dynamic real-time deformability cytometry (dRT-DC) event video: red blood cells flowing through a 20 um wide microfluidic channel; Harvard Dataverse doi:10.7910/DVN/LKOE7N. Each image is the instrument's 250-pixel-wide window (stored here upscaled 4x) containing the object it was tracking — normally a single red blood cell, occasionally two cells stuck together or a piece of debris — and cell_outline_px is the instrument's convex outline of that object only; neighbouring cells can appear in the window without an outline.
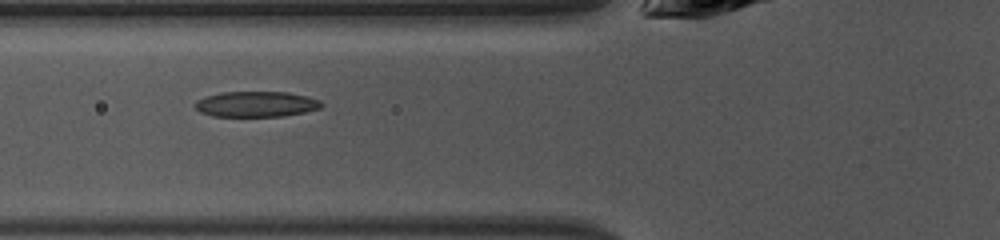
{"species": "common noctule bat (a hibernating species)", "species_latin": "Nyctalus noctula", "temperature_condition": "warm", "stored_images_in_passage": 9, "camera_frame_rate_fps": 3000, "um_per_image_px": 0.085, "animal": {"sex": "female", "body_mass_g": 10.0, "forearm_length_mm": 53.1}, "frame": {"image": 1, "passage_image": 6, "time_ms": 1.667, "image_size_px": [1000, 240], "cell_outline_px": [[324, 104], [320, 108], [304, 112], [284, 116], [212, 116], [200, 112], [192, 104], [196, 100], [220, 92], [288, 92], [308, 96], [320, 100]], "centroid_in_image_um": [21.78, 8.85], "position_along_channel_um": 104.0, "area_um2": 18.9}}